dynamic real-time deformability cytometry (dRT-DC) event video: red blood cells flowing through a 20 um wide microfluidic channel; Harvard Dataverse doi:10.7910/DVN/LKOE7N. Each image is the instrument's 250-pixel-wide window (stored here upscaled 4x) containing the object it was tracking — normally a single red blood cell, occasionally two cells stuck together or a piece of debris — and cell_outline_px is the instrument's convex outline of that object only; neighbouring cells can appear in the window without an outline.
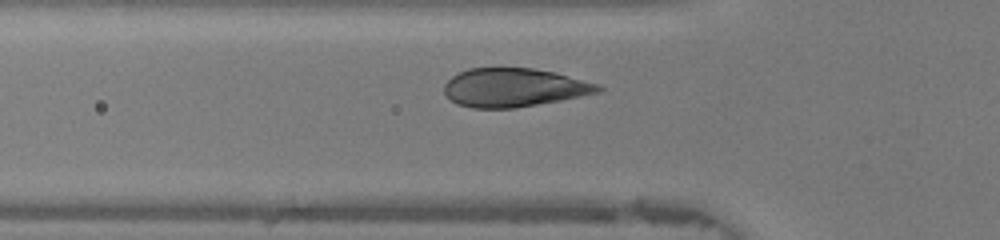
{"species": "human", "species_latin": "Homo sapiens", "temperature_condition": "warm", "stored_images_in_passage": 31, "camera_frame_rate_fps": 3000, "um_per_image_px": 0.085, "donor": {"sex": "female"}, "frame": {"image": 1, "passage_image": 9, "time_ms": 2.667, "image_size_px": [1000, 240], "cell_outline_px": [[604, 88], [600, 92], [560, 100], [516, 108], [472, 108], [456, 104], [444, 92], [444, 84], [452, 76], [468, 68], [532, 68], [552, 72], [600, 84]], "centroid_in_image_um": [43.68, 7.45], "position_along_channel_um": 82.1, "area_um2": 34.45}}
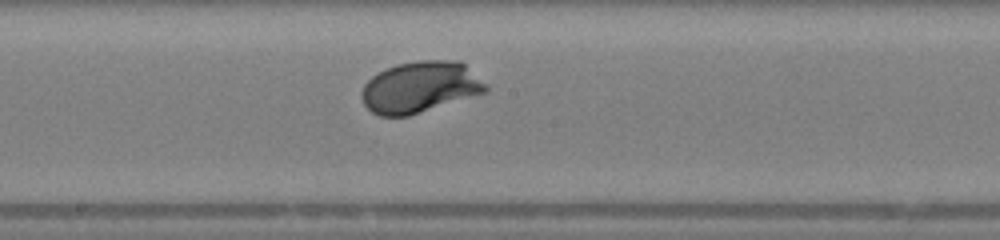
{"frame": {"image": 2, "passage_image": 18, "time_ms": 5.667, "image_size_px": [1000, 240], "cell_outline_px": [[488, 92], [408, 116], [380, 116], [372, 112], [364, 104], [360, 96], [360, 92], [364, 84], [372, 76], [396, 64], [420, 60], [460, 60], [488, 84]], "centroid_in_image_um": [35.73, 7.4], "position_along_channel_um": 212.5, "area_um2": 37.34}}
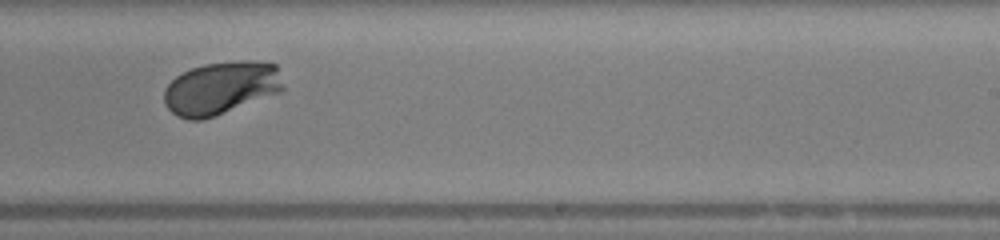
{"frame": {"image": 3, "passage_image": 22, "time_ms": 7.0, "image_size_px": [1000, 240], "cell_outline_px": [[284, 88], [280, 92], [216, 116], [204, 120], [188, 120], [176, 116], [164, 104], [164, 88], [176, 76], [192, 68], [204, 64], [276, 64]], "centroid_in_image_um": [18.7, 7.56], "position_along_channel_um": 270.3, "area_um2": 35.72}, "authors_computed_cell_mechanics": {"area_um2": 35.9516, "velocity_mm_per_s": 4.3498, "shape_relaxation_time_tau1_ms": 1.4633, "shape_relaxation_time_tau2_ms": null, "deformation_change_tau1": 0.1493, "deformation_change_tau2": null}}